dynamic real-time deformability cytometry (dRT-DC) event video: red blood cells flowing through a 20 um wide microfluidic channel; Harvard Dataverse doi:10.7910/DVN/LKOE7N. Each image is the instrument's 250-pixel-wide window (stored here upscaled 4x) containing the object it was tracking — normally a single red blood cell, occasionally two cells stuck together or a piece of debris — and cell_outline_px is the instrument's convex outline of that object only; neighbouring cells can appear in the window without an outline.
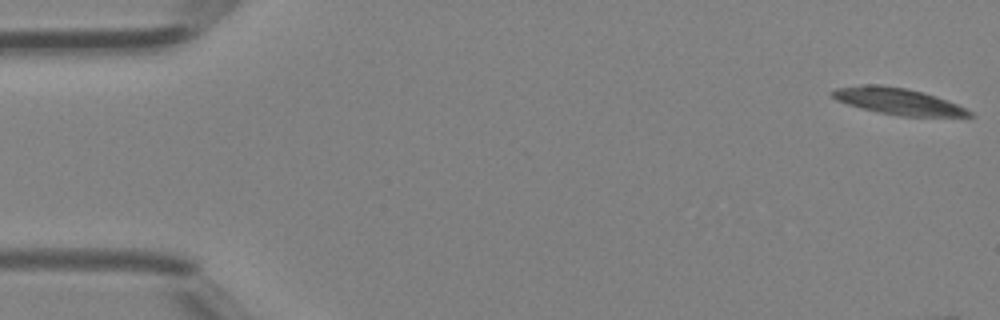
{"species": "Egyptian fruit bat (a non-hibernating species)", "species_latin": "Rousettus aegyptiacus", "temperature_condition": "room temperature", "stored_images_in_passage": 37, "camera_frame_rate_fps": 3000, "um_per_image_px": 0.085, "animal": {"sex": "female"}, "frame": {"image": 1, "passage_image": 1, "time_ms": 0.0, "image_size_px": [1000, 320], "cell_outline_px": [[976, 116], [900, 116], [860, 108], [836, 100], [828, 92], [836, 88], [868, 84], [880, 84], [904, 88], [924, 92], [936, 96], [956, 104], [972, 112]], "centroid_in_image_um": [76.29, 8.6], "position_along_channel_um": 8.7, "area_um2": 20.98}}